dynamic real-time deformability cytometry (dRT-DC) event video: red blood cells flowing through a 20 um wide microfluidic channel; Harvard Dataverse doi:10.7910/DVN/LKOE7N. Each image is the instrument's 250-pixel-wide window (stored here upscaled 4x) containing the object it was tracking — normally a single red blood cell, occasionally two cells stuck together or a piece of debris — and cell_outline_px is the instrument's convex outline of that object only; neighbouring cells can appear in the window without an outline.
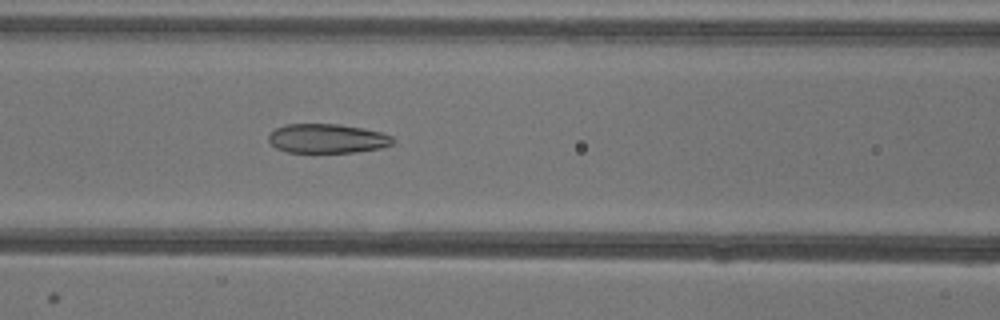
{"species": "common noctule bat (a hibernating species)", "species_latin": "Nyctalus noctula", "temperature_condition": "warm", "stored_images_in_passage": 52, "camera_frame_rate_fps": 3000, "um_per_image_px": 0.085, "animal": {"sex": "female"}, "frame": {"image": 1, "passage_image": 22, "time_ms": 7.0, "image_size_px": [1000, 320], "cell_outline_px": [[396, 140], [392, 144], [380, 148], [356, 152], [284, 152], [276, 148], [268, 140], [268, 136], [276, 128], [284, 124], [336, 124], [364, 128], [380, 132], [392, 136]], "centroid_in_image_um": [27.81, 11.77], "position_along_channel_um": 138.8, "area_um2": 21.21}}
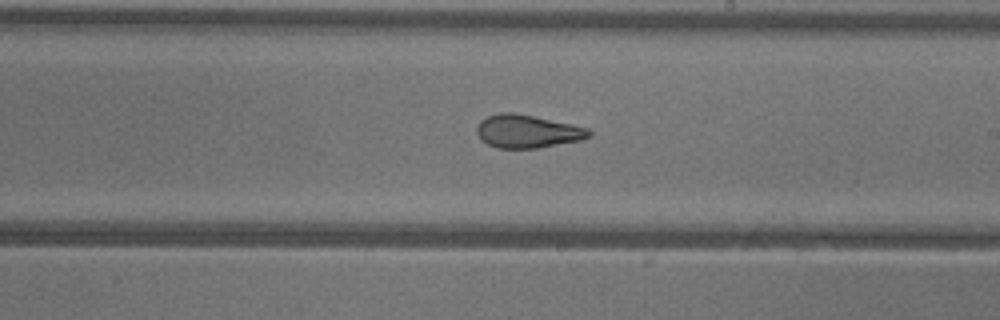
{"frame": {"image": 2, "passage_image": 30, "time_ms": 9.667, "image_size_px": [1000, 320], "cell_outline_px": [[592, 136], [580, 140], [536, 148], [496, 148], [480, 140], [476, 132], [476, 128], [480, 120], [488, 116], [500, 112], [512, 112], [572, 124], [588, 128], [592, 132]], "centroid_in_image_um": [44.8, 11.16], "position_along_channel_um": 244.2, "area_um2": 21.62}}
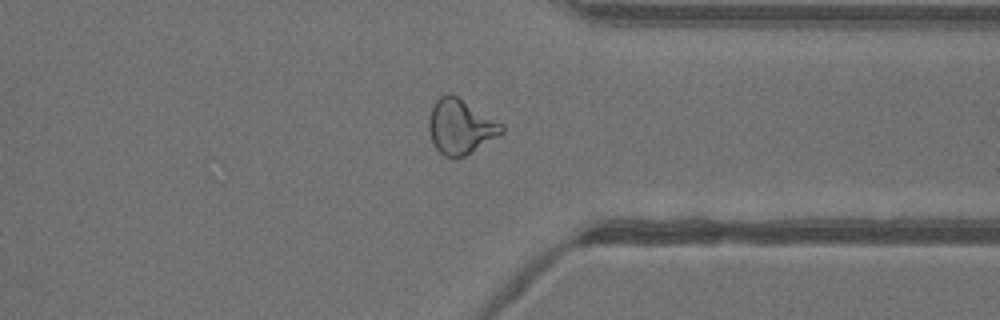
{"frame": {"image": 3, "passage_image": 40, "time_ms": 13.0, "image_size_px": [1000, 320], "cell_outline_px": [[504, 132], [472, 152], [456, 160], [444, 156], [436, 148], [432, 140], [428, 128], [428, 116], [432, 104], [444, 92], [452, 92], [504, 124]], "centroid_in_image_um": [39.12, 10.74], "position_along_channel_um": 372.3, "area_um2": 23.81}, "authors_computed_cell_mechanics": {"area_um2": 24.9407, "velocity_mm_per_s": 3.9538, "shape_relaxation_time_tau1_ms": null, "shape_relaxation_time_tau2_ms": 2.3765, "deformation_change_tau1": null, "deformation_change_tau2": 0.107}}